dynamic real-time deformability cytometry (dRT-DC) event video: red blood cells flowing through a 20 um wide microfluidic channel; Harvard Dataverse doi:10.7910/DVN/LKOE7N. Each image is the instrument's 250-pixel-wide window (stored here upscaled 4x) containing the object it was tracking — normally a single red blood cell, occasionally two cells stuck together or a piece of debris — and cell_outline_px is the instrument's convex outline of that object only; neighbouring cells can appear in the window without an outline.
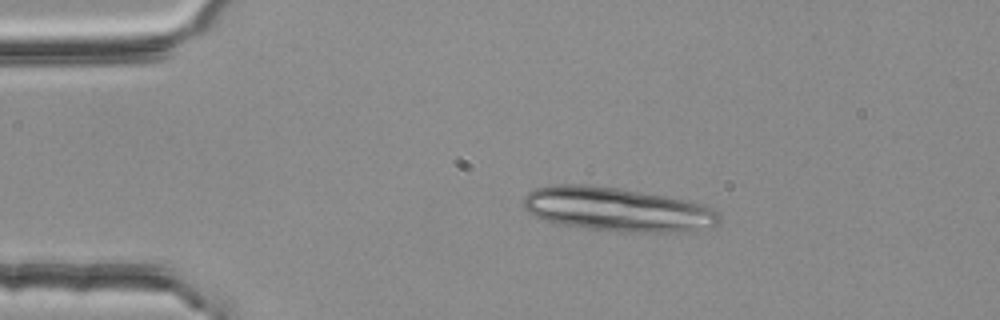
{"species": "common noctule bat (a hibernating species)", "species_latin": "Nyctalus noctula", "temperature_condition": "room temperature", "stored_images_in_passage": 9, "camera_frame_rate_fps": 3000, "um_per_image_px": 0.085, "animal": {"sex": "female", "body_mass_g": 25.1}, "frame": {"image": 1, "passage_image": 1, "time_ms": 0.0, "image_size_px": [1000, 320], "cell_outline_px": [[720, 224], [712, 228], [672, 232], [636, 232], [584, 228], [560, 224], [532, 216], [520, 204], [524, 196], [528, 192], [536, 188], [552, 184], [592, 184], [620, 188], [664, 196], [712, 208], [720, 212]], "centroid_in_image_um": [52.4, 17.79], "position_along_channel_um": 32.6, "area_um2": 50.29}}